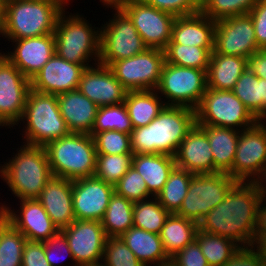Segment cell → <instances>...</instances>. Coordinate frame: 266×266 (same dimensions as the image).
I'll return each mask as SVG.
<instances>
[{"instance_id":"obj_1","label":"cell","mask_w":266,"mask_h":266,"mask_svg":"<svg viewBox=\"0 0 266 266\" xmlns=\"http://www.w3.org/2000/svg\"><path fill=\"white\" fill-rule=\"evenodd\" d=\"M260 197L252 182L238 181L226 198L206 214L198 229L226 237L240 247L254 243Z\"/></svg>"},{"instance_id":"obj_2","label":"cell","mask_w":266,"mask_h":266,"mask_svg":"<svg viewBox=\"0 0 266 266\" xmlns=\"http://www.w3.org/2000/svg\"><path fill=\"white\" fill-rule=\"evenodd\" d=\"M195 124V110L182 106H165L147 126L132 130L130 133L132 152L174 156Z\"/></svg>"},{"instance_id":"obj_3","label":"cell","mask_w":266,"mask_h":266,"mask_svg":"<svg viewBox=\"0 0 266 266\" xmlns=\"http://www.w3.org/2000/svg\"><path fill=\"white\" fill-rule=\"evenodd\" d=\"M68 2L22 0L4 4L3 36L10 41L54 34L57 19Z\"/></svg>"},{"instance_id":"obj_4","label":"cell","mask_w":266,"mask_h":266,"mask_svg":"<svg viewBox=\"0 0 266 266\" xmlns=\"http://www.w3.org/2000/svg\"><path fill=\"white\" fill-rule=\"evenodd\" d=\"M17 150L0 166V177L18 199H37L53 176L45 148L24 144Z\"/></svg>"},{"instance_id":"obj_5","label":"cell","mask_w":266,"mask_h":266,"mask_svg":"<svg viewBox=\"0 0 266 266\" xmlns=\"http://www.w3.org/2000/svg\"><path fill=\"white\" fill-rule=\"evenodd\" d=\"M65 12L64 9L60 13L55 26V52L66 61L84 68L92 66L89 64L92 58L99 63L100 28L89 24L82 14L71 13L68 16Z\"/></svg>"},{"instance_id":"obj_6","label":"cell","mask_w":266,"mask_h":266,"mask_svg":"<svg viewBox=\"0 0 266 266\" xmlns=\"http://www.w3.org/2000/svg\"><path fill=\"white\" fill-rule=\"evenodd\" d=\"M44 148L53 176L73 181L94 175L97 154L90 134L70 133Z\"/></svg>"},{"instance_id":"obj_7","label":"cell","mask_w":266,"mask_h":266,"mask_svg":"<svg viewBox=\"0 0 266 266\" xmlns=\"http://www.w3.org/2000/svg\"><path fill=\"white\" fill-rule=\"evenodd\" d=\"M25 124L23 144L45 146L50 141L70 134L63 119L55 94H46L30 89L20 120ZM26 128V129H25Z\"/></svg>"},{"instance_id":"obj_8","label":"cell","mask_w":266,"mask_h":266,"mask_svg":"<svg viewBox=\"0 0 266 266\" xmlns=\"http://www.w3.org/2000/svg\"><path fill=\"white\" fill-rule=\"evenodd\" d=\"M195 111L197 125H212L241 131L258 121L232 90L207 88Z\"/></svg>"},{"instance_id":"obj_9","label":"cell","mask_w":266,"mask_h":266,"mask_svg":"<svg viewBox=\"0 0 266 266\" xmlns=\"http://www.w3.org/2000/svg\"><path fill=\"white\" fill-rule=\"evenodd\" d=\"M207 71L172 65L165 61L156 88L166 106H182L196 110L207 90Z\"/></svg>"},{"instance_id":"obj_10","label":"cell","mask_w":266,"mask_h":266,"mask_svg":"<svg viewBox=\"0 0 266 266\" xmlns=\"http://www.w3.org/2000/svg\"><path fill=\"white\" fill-rule=\"evenodd\" d=\"M237 182L227 173L194 174L187 195L175 214L199 224L209 211L226 198Z\"/></svg>"},{"instance_id":"obj_11","label":"cell","mask_w":266,"mask_h":266,"mask_svg":"<svg viewBox=\"0 0 266 266\" xmlns=\"http://www.w3.org/2000/svg\"><path fill=\"white\" fill-rule=\"evenodd\" d=\"M114 12L113 19H108L100 28L99 63L105 66L116 60L130 58L148 48L129 17L122 10Z\"/></svg>"},{"instance_id":"obj_12","label":"cell","mask_w":266,"mask_h":266,"mask_svg":"<svg viewBox=\"0 0 266 266\" xmlns=\"http://www.w3.org/2000/svg\"><path fill=\"white\" fill-rule=\"evenodd\" d=\"M165 61L164 50L147 48L108 67L127 91L156 90Z\"/></svg>"},{"instance_id":"obj_13","label":"cell","mask_w":266,"mask_h":266,"mask_svg":"<svg viewBox=\"0 0 266 266\" xmlns=\"http://www.w3.org/2000/svg\"><path fill=\"white\" fill-rule=\"evenodd\" d=\"M30 89V79L25 77L1 52L0 126L13 128L14 125L19 124Z\"/></svg>"},{"instance_id":"obj_14","label":"cell","mask_w":266,"mask_h":266,"mask_svg":"<svg viewBox=\"0 0 266 266\" xmlns=\"http://www.w3.org/2000/svg\"><path fill=\"white\" fill-rule=\"evenodd\" d=\"M266 165V121L240 131L232 170L237 181L251 182Z\"/></svg>"},{"instance_id":"obj_15","label":"cell","mask_w":266,"mask_h":266,"mask_svg":"<svg viewBox=\"0 0 266 266\" xmlns=\"http://www.w3.org/2000/svg\"><path fill=\"white\" fill-rule=\"evenodd\" d=\"M148 48L165 50L172 38L175 16L134 0L122 10Z\"/></svg>"},{"instance_id":"obj_16","label":"cell","mask_w":266,"mask_h":266,"mask_svg":"<svg viewBox=\"0 0 266 266\" xmlns=\"http://www.w3.org/2000/svg\"><path fill=\"white\" fill-rule=\"evenodd\" d=\"M67 238L73 266H89L102 263L106 234L101 221L74 220L60 230Z\"/></svg>"},{"instance_id":"obj_17","label":"cell","mask_w":266,"mask_h":266,"mask_svg":"<svg viewBox=\"0 0 266 266\" xmlns=\"http://www.w3.org/2000/svg\"><path fill=\"white\" fill-rule=\"evenodd\" d=\"M259 49L249 14L216 21L214 39L216 53L248 58Z\"/></svg>"},{"instance_id":"obj_18","label":"cell","mask_w":266,"mask_h":266,"mask_svg":"<svg viewBox=\"0 0 266 266\" xmlns=\"http://www.w3.org/2000/svg\"><path fill=\"white\" fill-rule=\"evenodd\" d=\"M19 202L21 210L14 212V209L2 204L0 213L27 240L44 242L60 231L37 199H22Z\"/></svg>"},{"instance_id":"obj_19","label":"cell","mask_w":266,"mask_h":266,"mask_svg":"<svg viewBox=\"0 0 266 266\" xmlns=\"http://www.w3.org/2000/svg\"><path fill=\"white\" fill-rule=\"evenodd\" d=\"M115 187L95 176L72 181L75 220L101 221Z\"/></svg>"},{"instance_id":"obj_20","label":"cell","mask_w":266,"mask_h":266,"mask_svg":"<svg viewBox=\"0 0 266 266\" xmlns=\"http://www.w3.org/2000/svg\"><path fill=\"white\" fill-rule=\"evenodd\" d=\"M92 64L82 72L78 90L98 107L123 103L128 91L110 68L100 63Z\"/></svg>"},{"instance_id":"obj_21","label":"cell","mask_w":266,"mask_h":266,"mask_svg":"<svg viewBox=\"0 0 266 266\" xmlns=\"http://www.w3.org/2000/svg\"><path fill=\"white\" fill-rule=\"evenodd\" d=\"M84 67L61 58L56 52L30 80L31 89L58 95L77 90Z\"/></svg>"},{"instance_id":"obj_22","label":"cell","mask_w":266,"mask_h":266,"mask_svg":"<svg viewBox=\"0 0 266 266\" xmlns=\"http://www.w3.org/2000/svg\"><path fill=\"white\" fill-rule=\"evenodd\" d=\"M14 49L3 55L28 79H32L55 54L54 34L11 40Z\"/></svg>"},{"instance_id":"obj_23","label":"cell","mask_w":266,"mask_h":266,"mask_svg":"<svg viewBox=\"0 0 266 266\" xmlns=\"http://www.w3.org/2000/svg\"><path fill=\"white\" fill-rule=\"evenodd\" d=\"M176 167L194 174L214 173L211 146L205 131L197 124L188 132L174 155Z\"/></svg>"},{"instance_id":"obj_24","label":"cell","mask_w":266,"mask_h":266,"mask_svg":"<svg viewBox=\"0 0 266 266\" xmlns=\"http://www.w3.org/2000/svg\"><path fill=\"white\" fill-rule=\"evenodd\" d=\"M37 200L59 230L74 220L72 180L52 176Z\"/></svg>"},{"instance_id":"obj_25","label":"cell","mask_w":266,"mask_h":266,"mask_svg":"<svg viewBox=\"0 0 266 266\" xmlns=\"http://www.w3.org/2000/svg\"><path fill=\"white\" fill-rule=\"evenodd\" d=\"M216 21L201 11L175 18L172 38L168 44H181L203 48H214Z\"/></svg>"},{"instance_id":"obj_26","label":"cell","mask_w":266,"mask_h":266,"mask_svg":"<svg viewBox=\"0 0 266 266\" xmlns=\"http://www.w3.org/2000/svg\"><path fill=\"white\" fill-rule=\"evenodd\" d=\"M56 96L60 113L70 132L91 134L99 107L78 89Z\"/></svg>"},{"instance_id":"obj_27","label":"cell","mask_w":266,"mask_h":266,"mask_svg":"<svg viewBox=\"0 0 266 266\" xmlns=\"http://www.w3.org/2000/svg\"><path fill=\"white\" fill-rule=\"evenodd\" d=\"M120 238L145 266H157L170 261L159 234L132 226Z\"/></svg>"},{"instance_id":"obj_28","label":"cell","mask_w":266,"mask_h":266,"mask_svg":"<svg viewBox=\"0 0 266 266\" xmlns=\"http://www.w3.org/2000/svg\"><path fill=\"white\" fill-rule=\"evenodd\" d=\"M206 133L213 154L214 173L232 170L240 131L212 125H199Z\"/></svg>"},{"instance_id":"obj_29","label":"cell","mask_w":266,"mask_h":266,"mask_svg":"<svg viewBox=\"0 0 266 266\" xmlns=\"http://www.w3.org/2000/svg\"><path fill=\"white\" fill-rule=\"evenodd\" d=\"M246 69L247 58L213 51L207 70V87L216 90H233Z\"/></svg>"},{"instance_id":"obj_30","label":"cell","mask_w":266,"mask_h":266,"mask_svg":"<svg viewBox=\"0 0 266 266\" xmlns=\"http://www.w3.org/2000/svg\"><path fill=\"white\" fill-rule=\"evenodd\" d=\"M132 166L146 182L148 191L156 197L176 163L174 156L167 154H133Z\"/></svg>"},{"instance_id":"obj_31","label":"cell","mask_w":266,"mask_h":266,"mask_svg":"<svg viewBox=\"0 0 266 266\" xmlns=\"http://www.w3.org/2000/svg\"><path fill=\"white\" fill-rule=\"evenodd\" d=\"M156 90L128 91L124 104L135 128L147 126L166 106Z\"/></svg>"},{"instance_id":"obj_32","label":"cell","mask_w":266,"mask_h":266,"mask_svg":"<svg viewBox=\"0 0 266 266\" xmlns=\"http://www.w3.org/2000/svg\"><path fill=\"white\" fill-rule=\"evenodd\" d=\"M233 93L258 121L266 120V80L246 69L237 80Z\"/></svg>"},{"instance_id":"obj_33","label":"cell","mask_w":266,"mask_h":266,"mask_svg":"<svg viewBox=\"0 0 266 266\" xmlns=\"http://www.w3.org/2000/svg\"><path fill=\"white\" fill-rule=\"evenodd\" d=\"M198 224L175 213L169 214L160 232L164 251L171 258L195 240Z\"/></svg>"},{"instance_id":"obj_34","label":"cell","mask_w":266,"mask_h":266,"mask_svg":"<svg viewBox=\"0 0 266 266\" xmlns=\"http://www.w3.org/2000/svg\"><path fill=\"white\" fill-rule=\"evenodd\" d=\"M101 224L107 237H120L133 226V202L114 192Z\"/></svg>"},{"instance_id":"obj_35","label":"cell","mask_w":266,"mask_h":266,"mask_svg":"<svg viewBox=\"0 0 266 266\" xmlns=\"http://www.w3.org/2000/svg\"><path fill=\"white\" fill-rule=\"evenodd\" d=\"M194 173L174 167L162 190L156 195L159 203L170 213H176L187 195Z\"/></svg>"},{"instance_id":"obj_36","label":"cell","mask_w":266,"mask_h":266,"mask_svg":"<svg viewBox=\"0 0 266 266\" xmlns=\"http://www.w3.org/2000/svg\"><path fill=\"white\" fill-rule=\"evenodd\" d=\"M195 239L210 266H223L240 248L234 241L197 230Z\"/></svg>"},{"instance_id":"obj_37","label":"cell","mask_w":266,"mask_h":266,"mask_svg":"<svg viewBox=\"0 0 266 266\" xmlns=\"http://www.w3.org/2000/svg\"><path fill=\"white\" fill-rule=\"evenodd\" d=\"M27 239L0 213V266H22Z\"/></svg>"},{"instance_id":"obj_38","label":"cell","mask_w":266,"mask_h":266,"mask_svg":"<svg viewBox=\"0 0 266 266\" xmlns=\"http://www.w3.org/2000/svg\"><path fill=\"white\" fill-rule=\"evenodd\" d=\"M169 212L156 197L133 203V226L160 234Z\"/></svg>"},{"instance_id":"obj_39","label":"cell","mask_w":266,"mask_h":266,"mask_svg":"<svg viewBox=\"0 0 266 266\" xmlns=\"http://www.w3.org/2000/svg\"><path fill=\"white\" fill-rule=\"evenodd\" d=\"M164 51L165 60L169 64L207 71L214 48L168 44Z\"/></svg>"},{"instance_id":"obj_40","label":"cell","mask_w":266,"mask_h":266,"mask_svg":"<svg viewBox=\"0 0 266 266\" xmlns=\"http://www.w3.org/2000/svg\"><path fill=\"white\" fill-rule=\"evenodd\" d=\"M133 129L134 127L123 102L99 107L90 135L94 137L97 133L109 130L130 134Z\"/></svg>"},{"instance_id":"obj_41","label":"cell","mask_w":266,"mask_h":266,"mask_svg":"<svg viewBox=\"0 0 266 266\" xmlns=\"http://www.w3.org/2000/svg\"><path fill=\"white\" fill-rule=\"evenodd\" d=\"M132 157L133 153L97 154L93 176L115 186L132 166Z\"/></svg>"},{"instance_id":"obj_42","label":"cell","mask_w":266,"mask_h":266,"mask_svg":"<svg viewBox=\"0 0 266 266\" xmlns=\"http://www.w3.org/2000/svg\"><path fill=\"white\" fill-rule=\"evenodd\" d=\"M258 0H206L200 11L217 21L237 15L249 14Z\"/></svg>"},{"instance_id":"obj_43","label":"cell","mask_w":266,"mask_h":266,"mask_svg":"<svg viewBox=\"0 0 266 266\" xmlns=\"http://www.w3.org/2000/svg\"><path fill=\"white\" fill-rule=\"evenodd\" d=\"M114 187L118 195L125 197L133 203L154 197L148 191L142 176L133 166L129 168Z\"/></svg>"},{"instance_id":"obj_44","label":"cell","mask_w":266,"mask_h":266,"mask_svg":"<svg viewBox=\"0 0 266 266\" xmlns=\"http://www.w3.org/2000/svg\"><path fill=\"white\" fill-rule=\"evenodd\" d=\"M102 262L105 266H145L120 237H107Z\"/></svg>"},{"instance_id":"obj_45","label":"cell","mask_w":266,"mask_h":266,"mask_svg":"<svg viewBox=\"0 0 266 266\" xmlns=\"http://www.w3.org/2000/svg\"><path fill=\"white\" fill-rule=\"evenodd\" d=\"M93 138L96 146V154L117 155L133 153L130 134L109 130L97 133Z\"/></svg>"},{"instance_id":"obj_46","label":"cell","mask_w":266,"mask_h":266,"mask_svg":"<svg viewBox=\"0 0 266 266\" xmlns=\"http://www.w3.org/2000/svg\"><path fill=\"white\" fill-rule=\"evenodd\" d=\"M43 243L46 259L51 266H61L59 263L64 261L66 256H70L74 262L67 238L61 231ZM69 266H71V264Z\"/></svg>"},{"instance_id":"obj_47","label":"cell","mask_w":266,"mask_h":266,"mask_svg":"<svg viewBox=\"0 0 266 266\" xmlns=\"http://www.w3.org/2000/svg\"><path fill=\"white\" fill-rule=\"evenodd\" d=\"M175 17L197 13L200 9L191 0H139Z\"/></svg>"},{"instance_id":"obj_48","label":"cell","mask_w":266,"mask_h":266,"mask_svg":"<svg viewBox=\"0 0 266 266\" xmlns=\"http://www.w3.org/2000/svg\"><path fill=\"white\" fill-rule=\"evenodd\" d=\"M170 260L176 266H210L196 239L173 255Z\"/></svg>"},{"instance_id":"obj_49","label":"cell","mask_w":266,"mask_h":266,"mask_svg":"<svg viewBox=\"0 0 266 266\" xmlns=\"http://www.w3.org/2000/svg\"><path fill=\"white\" fill-rule=\"evenodd\" d=\"M249 15L252 18L258 47L266 49V0H258Z\"/></svg>"},{"instance_id":"obj_50","label":"cell","mask_w":266,"mask_h":266,"mask_svg":"<svg viewBox=\"0 0 266 266\" xmlns=\"http://www.w3.org/2000/svg\"><path fill=\"white\" fill-rule=\"evenodd\" d=\"M22 266H51L46 259L43 242L26 241L23 248Z\"/></svg>"},{"instance_id":"obj_51","label":"cell","mask_w":266,"mask_h":266,"mask_svg":"<svg viewBox=\"0 0 266 266\" xmlns=\"http://www.w3.org/2000/svg\"><path fill=\"white\" fill-rule=\"evenodd\" d=\"M223 266H266L258 252L252 247H240Z\"/></svg>"},{"instance_id":"obj_52","label":"cell","mask_w":266,"mask_h":266,"mask_svg":"<svg viewBox=\"0 0 266 266\" xmlns=\"http://www.w3.org/2000/svg\"><path fill=\"white\" fill-rule=\"evenodd\" d=\"M247 69L258 78L266 80V49H259L247 58Z\"/></svg>"},{"instance_id":"obj_53","label":"cell","mask_w":266,"mask_h":266,"mask_svg":"<svg viewBox=\"0 0 266 266\" xmlns=\"http://www.w3.org/2000/svg\"><path fill=\"white\" fill-rule=\"evenodd\" d=\"M266 235V200L260 199L257 210V225L254 241L260 236Z\"/></svg>"},{"instance_id":"obj_54","label":"cell","mask_w":266,"mask_h":266,"mask_svg":"<svg viewBox=\"0 0 266 266\" xmlns=\"http://www.w3.org/2000/svg\"><path fill=\"white\" fill-rule=\"evenodd\" d=\"M251 182L255 185L260 199L266 200V165Z\"/></svg>"},{"instance_id":"obj_55","label":"cell","mask_w":266,"mask_h":266,"mask_svg":"<svg viewBox=\"0 0 266 266\" xmlns=\"http://www.w3.org/2000/svg\"><path fill=\"white\" fill-rule=\"evenodd\" d=\"M252 247L266 264V235H260L253 243Z\"/></svg>"},{"instance_id":"obj_56","label":"cell","mask_w":266,"mask_h":266,"mask_svg":"<svg viewBox=\"0 0 266 266\" xmlns=\"http://www.w3.org/2000/svg\"><path fill=\"white\" fill-rule=\"evenodd\" d=\"M132 1L134 0H100L104 6L106 5L105 7H110L115 11L123 10Z\"/></svg>"},{"instance_id":"obj_57","label":"cell","mask_w":266,"mask_h":266,"mask_svg":"<svg viewBox=\"0 0 266 266\" xmlns=\"http://www.w3.org/2000/svg\"><path fill=\"white\" fill-rule=\"evenodd\" d=\"M4 33V3L0 0V36Z\"/></svg>"},{"instance_id":"obj_58","label":"cell","mask_w":266,"mask_h":266,"mask_svg":"<svg viewBox=\"0 0 266 266\" xmlns=\"http://www.w3.org/2000/svg\"><path fill=\"white\" fill-rule=\"evenodd\" d=\"M191 1L200 9L206 0H191Z\"/></svg>"},{"instance_id":"obj_59","label":"cell","mask_w":266,"mask_h":266,"mask_svg":"<svg viewBox=\"0 0 266 266\" xmlns=\"http://www.w3.org/2000/svg\"><path fill=\"white\" fill-rule=\"evenodd\" d=\"M157 266H176L171 260L169 262L159 264Z\"/></svg>"},{"instance_id":"obj_60","label":"cell","mask_w":266,"mask_h":266,"mask_svg":"<svg viewBox=\"0 0 266 266\" xmlns=\"http://www.w3.org/2000/svg\"><path fill=\"white\" fill-rule=\"evenodd\" d=\"M4 4L8 3V2H13V1H22V0H1Z\"/></svg>"},{"instance_id":"obj_61","label":"cell","mask_w":266,"mask_h":266,"mask_svg":"<svg viewBox=\"0 0 266 266\" xmlns=\"http://www.w3.org/2000/svg\"><path fill=\"white\" fill-rule=\"evenodd\" d=\"M89 266H105L103 263H99V264H94V265H89Z\"/></svg>"}]
</instances>
